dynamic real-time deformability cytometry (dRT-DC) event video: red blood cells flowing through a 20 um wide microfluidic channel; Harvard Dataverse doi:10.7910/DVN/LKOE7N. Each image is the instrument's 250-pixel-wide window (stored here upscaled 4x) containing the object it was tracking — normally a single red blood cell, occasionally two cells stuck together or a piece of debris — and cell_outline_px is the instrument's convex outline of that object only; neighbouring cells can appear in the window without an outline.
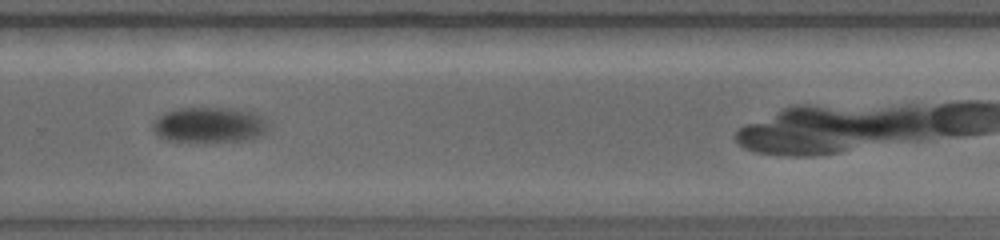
{"species": "common noctule bat (a hibernating species)", "species_latin": "Nyctalus noctula", "temperature_condition": "warm", "stored_images_in_passage": 20, "camera_frame_rate_fps": 5000, "um_per_image_px": 0.085, "animal": {"sex": "female", "body_mass_g": 19.0, "forearm_length_mm": 56.7}, "frame": {"image": 1, "passage_image": 15, "time_ms": 5.6, "image_size_px": [1000, 240], "cell_outline_px": [[268, 132], [260, 136], [240, 140], [196, 144], [164, 140], [152, 128], [152, 124], [160, 116], [176, 108], [240, 108], [256, 112], [268, 120]], "centroid_in_image_um": [17.84, 10.64], "position_along_channel_um": 312.0, "area_um2": 24.68}}